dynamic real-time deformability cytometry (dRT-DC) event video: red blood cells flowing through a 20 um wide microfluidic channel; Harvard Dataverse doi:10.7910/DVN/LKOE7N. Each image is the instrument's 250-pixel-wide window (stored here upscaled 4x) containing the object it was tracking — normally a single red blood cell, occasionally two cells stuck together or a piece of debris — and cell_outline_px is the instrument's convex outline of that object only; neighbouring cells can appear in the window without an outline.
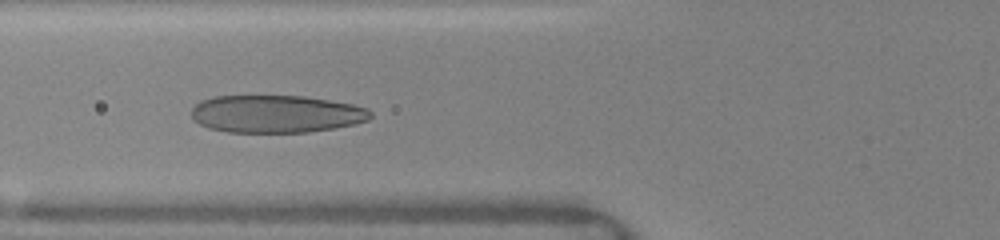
{"species": "human", "species_latin": "Homo sapiens", "temperature_condition": "warm", "stored_images_in_passage": 5, "camera_frame_rate_fps": 3000, "um_per_image_px": 0.085, "donor": {"sex": "female"}, "frame": {"image": 1, "passage_image": 2, "time_ms": 1.0, "image_size_px": [1000, 240], "cell_outline_px": [[372, 116], [368, 120], [356, 124], [308, 132], [228, 132], [208, 128], [200, 124], [192, 116], [192, 108], [200, 100], [212, 96], [304, 96], [352, 104], [368, 108], [372, 112]], "centroid_in_image_um": [23.48, 9.68], "position_along_channel_um": 102.3, "area_um2": 39.25}}
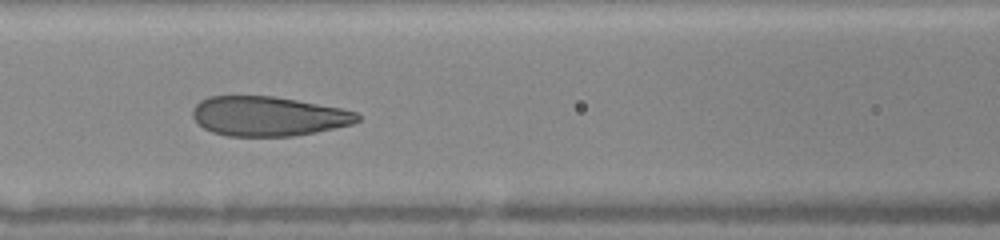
{"frame": {"image": 2, "passage_image": 3, "time_ms": 2.0, "image_size_px": [1000, 240], "cell_outline_px": [[360, 120], [352, 124], [316, 132], [292, 136], [228, 136], [212, 132], [204, 128], [192, 116], [192, 108], [200, 100], [208, 96], [272, 96], [296, 100], [340, 108], [356, 112], [360, 116]], "centroid_in_image_um": [22.78, 9.88], "position_along_channel_um": 143.8, "area_um2": 37.92}}
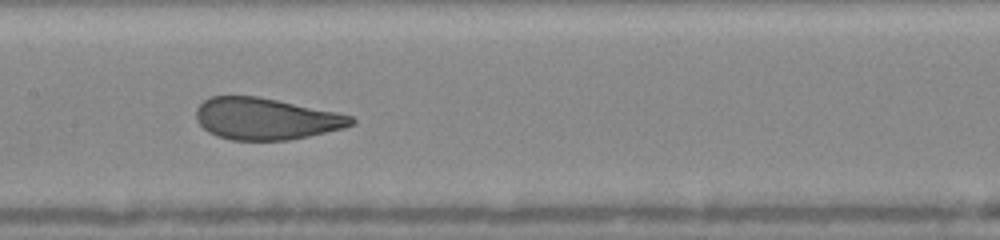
{"frame": {"image": 3, "passage_image": 4, "time_ms": 3.0, "image_size_px": [1000, 240], "cell_outline_px": [[356, 124], [344, 128], [308, 136], [288, 140], [232, 140], [216, 136], [208, 132], [196, 120], [196, 108], [204, 100], [212, 96], [256, 96], [336, 112], [352, 116], [356, 120]], "centroid_in_image_um": [22.59, 10.1], "position_along_channel_um": 184.8, "area_um2": 37.57}}